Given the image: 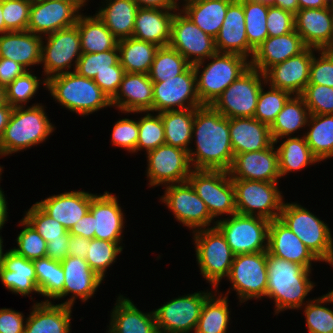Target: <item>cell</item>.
Wrapping results in <instances>:
<instances>
[{
	"mask_svg": "<svg viewBox=\"0 0 333 333\" xmlns=\"http://www.w3.org/2000/svg\"><path fill=\"white\" fill-rule=\"evenodd\" d=\"M266 25L268 37L288 34L295 29L294 14L279 7L268 5Z\"/></svg>",
	"mask_w": 333,
	"mask_h": 333,
	"instance_id": "60",
	"label": "cell"
},
{
	"mask_svg": "<svg viewBox=\"0 0 333 333\" xmlns=\"http://www.w3.org/2000/svg\"><path fill=\"white\" fill-rule=\"evenodd\" d=\"M277 151L281 177L289 172L301 170L308 164L320 162L310 150L304 136L301 138H286V140L277 147Z\"/></svg>",
	"mask_w": 333,
	"mask_h": 333,
	"instance_id": "43",
	"label": "cell"
},
{
	"mask_svg": "<svg viewBox=\"0 0 333 333\" xmlns=\"http://www.w3.org/2000/svg\"><path fill=\"white\" fill-rule=\"evenodd\" d=\"M159 46L129 37L118 41L119 61L125 73L148 74Z\"/></svg>",
	"mask_w": 333,
	"mask_h": 333,
	"instance_id": "39",
	"label": "cell"
},
{
	"mask_svg": "<svg viewBox=\"0 0 333 333\" xmlns=\"http://www.w3.org/2000/svg\"><path fill=\"white\" fill-rule=\"evenodd\" d=\"M311 115L333 114V88L307 84L300 95Z\"/></svg>",
	"mask_w": 333,
	"mask_h": 333,
	"instance_id": "56",
	"label": "cell"
},
{
	"mask_svg": "<svg viewBox=\"0 0 333 333\" xmlns=\"http://www.w3.org/2000/svg\"><path fill=\"white\" fill-rule=\"evenodd\" d=\"M309 116V109L303 98L300 95L291 96L270 126L273 142L277 144L279 138L291 137L292 133L307 126Z\"/></svg>",
	"mask_w": 333,
	"mask_h": 333,
	"instance_id": "40",
	"label": "cell"
},
{
	"mask_svg": "<svg viewBox=\"0 0 333 333\" xmlns=\"http://www.w3.org/2000/svg\"><path fill=\"white\" fill-rule=\"evenodd\" d=\"M269 88L267 92H264L263 87L261 88L254 118L270 127L292 95L278 88L271 86Z\"/></svg>",
	"mask_w": 333,
	"mask_h": 333,
	"instance_id": "49",
	"label": "cell"
},
{
	"mask_svg": "<svg viewBox=\"0 0 333 333\" xmlns=\"http://www.w3.org/2000/svg\"><path fill=\"white\" fill-rule=\"evenodd\" d=\"M46 38L47 43L43 46L44 41H42L41 51V64L44 63V74H47L46 79L41 83L45 87L47 79L58 74L71 72L68 69L73 64L75 71L78 60L82 55L80 36L76 25L48 34ZM73 61L75 63L71 64ZM66 68L67 71H65Z\"/></svg>",
	"mask_w": 333,
	"mask_h": 333,
	"instance_id": "13",
	"label": "cell"
},
{
	"mask_svg": "<svg viewBox=\"0 0 333 333\" xmlns=\"http://www.w3.org/2000/svg\"><path fill=\"white\" fill-rule=\"evenodd\" d=\"M268 282L266 297L275 301V313L285 309L301 308L305 297L312 291L311 269L291 261L272 256L266 251Z\"/></svg>",
	"mask_w": 333,
	"mask_h": 333,
	"instance_id": "2",
	"label": "cell"
},
{
	"mask_svg": "<svg viewBox=\"0 0 333 333\" xmlns=\"http://www.w3.org/2000/svg\"><path fill=\"white\" fill-rule=\"evenodd\" d=\"M41 36L28 30L10 31L0 35V57L20 63L26 69L41 64Z\"/></svg>",
	"mask_w": 333,
	"mask_h": 333,
	"instance_id": "33",
	"label": "cell"
},
{
	"mask_svg": "<svg viewBox=\"0 0 333 333\" xmlns=\"http://www.w3.org/2000/svg\"><path fill=\"white\" fill-rule=\"evenodd\" d=\"M194 133L196 151L189 149L188 152L193 169L229 171L234 160L229 118L211 105L194 108Z\"/></svg>",
	"mask_w": 333,
	"mask_h": 333,
	"instance_id": "1",
	"label": "cell"
},
{
	"mask_svg": "<svg viewBox=\"0 0 333 333\" xmlns=\"http://www.w3.org/2000/svg\"><path fill=\"white\" fill-rule=\"evenodd\" d=\"M13 109L14 107L10 106L7 102L0 105V140L9 122Z\"/></svg>",
	"mask_w": 333,
	"mask_h": 333,
	"instance_id": "68",
	"label": "cell"
},
{
	"mask_svg": "<svg viewBox=\"0 0 333 333\" xmlns=\"http://www.w3.org/2000/svg\"><path fill=\"white\" fill-rule=\"evenodd\" d=\"M31 4L32 0H2L5 33L27 30Z\"/></svg>",
	"mask_w": 333,
	"mask_h": 333,
	"instance_id": "57",
	"label": "cell"
},
{
	"mask_svg": "<svg viewBox=\"0 0 333 333\" xmlns=\"http://www.w3.org/2000/svg\"><path fill=\"white\" fill-rule=\"evenodd\" d=\"M240 302L266 296L268 273L266 251L234 255L227 277Z\"/></svg>",
	"mask_w": 333,
	"mask_h": 333,
	"instance_id": "12",
	"label": "cell"
},
{
	"mask_svg": "<svg viewBox=\"0 0 333 333\" xmlns=\"http://www.w3.org/2000/svg\"><path fill=\"white\" fill-rule=\"evenodd\" d=\"M117 299L108 333H159L154 311L145 314L130 299L122 295Z\"/></svg>",
	"mask_w": 333,
	"mask_h": 333,
	"instance_id": "35",
	"label": "cell"
},
{
	"mask_svg": "<svg viewBox=\"0 0 333 333\" xmlns=\"http://www.w3.org/2000/svg\"><path fill=\"white\" fill-rule=\"evenodd\" d=\"M138 7L142 8H157V9H177L170 0H134Z\"/></svg>",
	"mask_w": 333,
	"mask_h": 333,
	"instance_id": "67",
	"label": "cell"
},
{
	"mask_svg": "<svg viewBox=\"0 0 333 333\" xmlns=\"http://www.w3.org/2000/svg\"><path fill=\"white\" fill-rule=\"evenodd\" d=\"M272 6L289 11L294 15L299 10L298 0H275Z\"/></svg>",
	"mask_w": 333,
	"mask_h": 333,
	"instance_id": "69",
	"label": "cell"
},
{
	"mask_svg": "<svg viewBox=\"0 0 333 333\" xmlns=\"http://www.w3.org/2000/svg\"><path fill=\"white\" fill-rule=\"evenodd\" d=\"M320 57H312L308 84L324 85L333 88V51L318 50Z\"/></svg>",
	"mask_w": 333,
	"mask_h": 333,
	"instance_id": "58",
	"label": "cell"
},
{
	"mask_svg": "<svg viewBox=\"0 0 333 333\" xmlns=\"http://www.w3.org/2000/svg\"><path fill=\"white\" fill-rule=\"evenodd\" d=\"M325 2H326L328 5H330V6L333 5V0H325Z\"/></svg>",
	"mask_w": 333,
	"mask_h": 333,
	"instance_id": "78",
	"label": "cell"
},
{
	"mask_svg": "<svg viewBox=\"0 0 333 333\" xmlns=\"http://www.w3.org/2000/svg\"><path fill=\"white\" fill-rule=\"evenodd\" d=\"M191 64L175 49L159 47L148 73L152 82H163L183 73Z\"/></svg>",
	"mask_w": 333,
	"mask_h": 333,
	"instance_id": "46",
	"label": "cell"
},
{
	"mask_svg": "<svg viewBox=\"0 0 333 333\" xmlns=\"http://www.w3.org/2000/svg\"><path fill=\"white\" fill-rule=\"evenodd\" d=\"M89 211L93 215L94 238L121 243L125 222L117 197L107 191L103 195L92 194Z\"/></svg>",
	"mask_w": 333,
	"mask_h": 333,
	"instance_id": "26",
	"label": "cell"
},
{
	"mask_svg": "<svg viewBox=\"0 0 333 333\" xmlns=\"http://www.w3.org/2000/svg\"><path fill=\"white\" fill-rule=\"evenodd\" d=\"M28 69L20 63L0 57V85L7 87L15 78L23 75Z\"/></svg>",
	"mask_w": 333,
	"mask_h": 333,
	"instance_id": "63",
	"label": "cell"
},
{
	"mask_svg": "<svg viewBox=\"0 0 333 333\" xmlns=\"http://www.w3.org/2000/svg\"><path fill=\"white\" fill-rule=\"evenodd\" d=\"M273 142L259 151L236 154L230 170L231 179L278 182L280 176L278 151Z\"/></svg>",
	"mask_w": 333,
	"mask_h": 333,
	"instance_id": "22",
	"label": "cell"
},
{
	"mask_svg": "<svg viewBox=\"0 0 333 333\" xmlns=\"http://www.w3.org/2000/svg\"><path fill=\"white\" fill-rule=\"evenodd\" d=\"M61 265L65 276L64 289L56 298L61 299L70 293L71 296L73 294L68 301L61 303L63 305L72 307L77 297L83 302L87 301L103 281L84 258L68 255Z\"/></svg>",
	"mask_w": 333,
	"mask_h": 333,
	"instance_id": "23",
	"label": "cell"
},
{
	"mask_svg": "<svg viewBox=\"0 0 333 333\" xmlns=\"http://www.w3.org/2000/svg\"><path fill=\"white\" fill-rule=\"evenodd\" d=\"M45 300L35 303L26 318L24 333H70L71 309L63 304H52Z\"/></svg>",
	"mask_w": 333,
	"mask_h": 333,
	"instance_id": "34",
	"label": "cell"
},
{
	"mask_svg": "<svg viewBox=\"0 0 333 333\" xmlns=\"http://www.w3.org/2000/svg\"><path fill=\"white\" fill-rule=\"evenodd\" d=\"M211 292H196L169 302L154 311L159 333H189L197 327L202 306Z\"/></svg>",
	"mask_w": 333,
	"mask_h": 333,
	"instance_id": "15",
	"label": "cell"
},
{
	"mask_svg": "<svg viewBox=\"0 0 333 333\" xmlns=\"http://www.w3.org/2000/svg\"><path fill=\"white\" fill-rule=\"evenodd\" d=\"M96 15L118 39L132 37L138 4L134 0H106Z\"/></svg>",
	"mask_w": 333,
	"mask_h": 333,
	"instance_id": "37",
	"label": "cell"
},
{
	"mask_svg": "<svg viewBox=\"0 0 333 333\" xmlns=\"http://www.w3.org/2000/svg\"><path fill=\"white\" fill-rule=\"evenodd\" d=\"M1 172H2V167H0V176H1V174H2ZM0 179H1V178H0Z\"/></svg>",
	"mask_w": 333,
	"mask_h": 333,
	"instance_id": "80",
	"label": "cell"
},
{
	"mask_svg": "<svg viewBox=\"0 0 333 333\" xmlns=\"http://www.w3.org/2000/svg\"><path fill=\"white\" fill-rule=\"evenodd\" d=\"M76 26L79 31L82 53H99L114 49L118 39L109 31L97 15H79Z\"/></svg>",
	"mask_w": 333,
	"mask_h": 333,
	"instance_id": "38",
	"label": "cell"
},
{
	"mask_svg": "<svg viewBox=\"0 0 333 333\" xmlns=\"http://www.w3.org/2000/svg\"><path fill=\"white\" fill-rule=\"evenodd\" d=\"M304 138L319 161L333 156V114L311 115Z\"/></svg>",
	"mask_w": 333,
	"mask_h": 333,
	"instance_id": "42",
	"label": "cell"
},
{
	"mask_svg": "<svg viewBox=\"0 0 333 333\" xmlns=\"http://www.w3.org/2000/svg\"><path fill=\"white\" fill-rule=\"evenodd\" d=\"M2 237L0 236V267L2 266V263H3V259H4V256H5V253H3V241H2Z\"/></svg>",
	"mask_w": 333,
	"mask_h": 333,
	"instance_id": "75",
	"label": "cell"
},
{
	"mask_svg": "<svg viewBox=\"0 0 333 333\" xmlns=\"http://www.w3.org/2000/svg\"><path fill=\"white\" fill-rule=\"evenodd\" d=\"M239 1L243 4L248 43L255 51L268 37L266 25L268 4L254 0Z\"/></svg>",
	"mask_w": 333,
	"mask_h": 333,
	"instance_id": "47",
	"label": "cell"
},
{
	"mask_svg": "<svg viewBox=\"0 0 333 333\" xmlns=\"http://www.w3.org/2000/svg\"><path fill=\"white\" fill-rule=\"evenodd\" d=\"M268 253L311 269L319 261L305 244L279 218L271 220L268 229Z\"/></svg>",
	"mask_w": 333,
	"mask_h": 333,
	"instance_id": "25",
	"label": "cell"
},
{
	"mask_svg": "<svg viewBox=\"0 0 333 333\" xmlns=\"http://www.w3.org/2000/svg\"><path fill=\"white\" fill-rule=\"evenodd\" d=\"M124 74L125 70L119 61L116 65H113V70H104L97 73L93 80L111 100L116 95Z\"/></svg>",
	"mask_w": 333,
	"mask_h": 333,
	"instance_id": "61",
	"label": "cell"
},
{
	"mask_svg": "<svg viewBox=\"0 0 333 333\" xmlns=\"http://www.w3.org/2000/svg\"><path fill=\"white\" fill-rule=\"evenodd\" d=\"M187 181L205 202L213 218L237 213L235 191L228 171L193 169Z\"/></svg>",
	"mask_w": 333,
	"mask_h": 333,
	"instance_id": "11",
	"label": "cell"
},
{
	"mask_svg": "<svg viewBox=\"0 0 333 333\" xmlns=\"http://www.w3.org/2000/svg\"><path fill=\"white\" fill-rule=\"evenodd\" d=\"M261 80L266 83L264 74L250 66L211 106L227 118L254 117L262 88Z\"/></svg>",
	"mask_w": 333,
	"mask_h": 333,
	"instance_id": "9",
	"label": "cell"
},
{
	"mask_svg": "<svg viewBox=\"0 0 333 333\" xmlns=\"http://www.w3.org/2000/svg\"><path fill=\"white\" fill-rule=\"evenodd\" d=\"M56 1H62V2L73 4L79 10L80 8H82V6H84V4L88 0H56Z\"/></svg>",
	"mask_w": 333,
	"mask_h": 333,
	"instance_id": "72",
	"label": "cell"
},
{
	"mask_svg": "<svg viewBox=\"0 0 333 333\" xmlns=\"http://www.w3.org/2000/svg\"><path fill=\"white\" fill-rule=\"evenodd\" d=\"M20 223L25 228L17 237L18 248L12 250L31 261L46 257L47 242L24 218Z\"/></svg>",
	"mask_w": 333,
	"mask_h": 333,
	"instance_id": "54",
	"label": "cell"
},
{
	"mask_svg": "<svg viewBox=\"0 0 333 333\" xmlns=\"http://www.w3.org/2000/svg\"><path fill=\"white\" fill-rule=\"evenodd\" d=\"M21 312L0 309V333H24L25 323Z\"/></svg>",
	"mask_w": 333,
	"mask_h": 333,
	"instance_id": "62",
	"label": "cell"
},
{
	"mask_svg": "<svg viewBox=\"0 0 333 333\" xmlns=\"http://www.w3.org/2000/svg\"><path fill=\"white\" fill-rule=\"evenodd\" d=\"M173 10L175 11V9L139 7L135 16L132 37L156 44L159 47L168 46L175 13Z\"/></svg>",
	"mask_w": 333,
	"mask_h": 333,
	"instance_id": "31",
	"label": "cell"
},
{
	"mask_svg": "<svg viewBox=\"0 0 333 333\" xmlns=\"http://www.w3.org/2000/svg\"><path fill=\"white\" fill-rule=\"evenodd\" d=\"M2 192V189L0 188V230L5 224V221H7V202L5 199V196Z\"/></svg>",
	"mask_w": 333,
	"mask_h": 333,
	"instance_id": "71",
	"label": "cell"
},
{
	"mask_svg": "<svg viewBox=\"0 0 333 333\" xmlns=\"http://www.w3.org/2000/svg\"><path fill=\"white\" fill-rule=\"evenodd\" d=\"M305 48L295 29L282 36L267 37L255 50L250 66L264 74L270 67L298 55Z\"/></svg>",
	"mask_w": 333,
	"mask_h": 333,
	"instance_id": "29",
	"label": "cell"
},
{
	"mask_svg": "<svg viewBox=\"0 0 333 333\" xmlns=\"http://www.w3.org/2000/svg\"><path fill=\"white\" fill-rule=\"evenodd\" d=\"M71 235L82 236L88 239H94L95 231L93 230V215L86 213L70 230Z\"/></svg>",
	"mask_w": 333,
	"mask_h": 333,
	"instance_id": "65",
	"label": "cell"
},
{
	"mask_svg": "<svg viewBox=\"0 0 333 333\" xmlns=\"http://www.w3.org/2000/svg\"><path fill=\"white\" fill-rule=\"evenodd\" d=\"M24 219L46 241L61 239L68 230L57 220L46 214L36 203L26 212Z\"/></svg>",
	"mask_w": 333,
	"mask_h": 333,
	"instance_id": "53",
	"label": "cell"
},
{
	"mask_svg": "<svg viewBox=\"0 0 333 333\" xmlns=\"http://www.w3.org/2000/svg\"><path fill=\"white\" fill-rule=\"evenodd\" d=\"M333 299V290L327 293Z\"/></svg>",
	"mask_w": 333,
	"mask_h": 333,
	"instance_id": "79",
	"label": "cell"
},
{
	"mask_svg": "<svg viewBox=\"0 0 333 333\" xmlns=\"http://www.w3.org/2000/svg\"><path fill=\"white\" fill-rule=\"evenodd\" d=\"M176 7H178L179 8V6L177 5V0H170ZM185 1V3L187 4L190 0H184Z\"/></svg>",
	"mask_w": 333,
	"mask_h": 333,
	"instance_id": "77",
	"label": "cell"
},
{
	"mask_svg": "<svg viewBox=\"0 0 333 333\" xmlns=\"http://www.w3.org/2000/svg\"><path fill=\"white\" fill-rule=\"evenodd\" d=\"M169 46L191 65L217 53L215 39L203 32L181 9L180 13L174 14L172 20Z\"/></svg>",
	"mask_w": 333,
	"mask_h": 333,
	"instance_id": "16",
	"label": "cell"
},
{
	"mask_svg": "<svg viewBox=\"0 0 333 333\" xmlns=\"http://www.w3.org/2000/svg\"><path fill=\"white\" fill-rule=\"evenodd\" d=\"M78 11L73 4L62 1L32 0L27 30L41 36L74 26Z\"/></svg>",
	"mask_w": 333,
	"mask_h": 333,
	"instance_id": "19",
	"label": "cell"
},
{
	"mask_svg": "<svg viewBox=\"0 0 333 333\" xmlns=\"http://www.w3.org/2000/svg\"><path fill=\"white\" fill-rule=\"evenodd\" d=\"M5 103H6L5 87L0 85V105H3Z\"/></svg>",
	"mask_w": 333,
	"mask_h": 333,
	"instance_id": "74",
	"label": "cell"
},
{
	"mask_svg": "<svg viewBox=\"0 0 333 333\" xmlns=\"http://www.w3.org/2000/svg\"><path fill=\"white\" fill-rule=\"evenodd\" d=\"M232 184L238 214L269 221L279 218L284 202L277 182L232 179Z\"/></svg>",
	"mask_w": 333,
	"mask_h": 333,
	"instance_id": "8",
	"label": "cell"
},
{
	"mask_svg": "<svg viewBox=\"0 0 333 333\" xmlns=\"http://www.w3.org/2000/svg\"><path fill=\"white\" fill-rule=\"evenodd\" d=\"M202 105L197 94L193 65L174 78L166 79L163 82H153L152 112L185 110Z\"/></svg>",
	"mask_w": 333,
	"mask_h": 333,
	"instance_id": "14",
	"label": "cell"
},
{
	"mask_svg": "<svg viewBox=\"0 0 333 333\" xmlns=\"http://www.w3.org/2000/svg\"><path fill=\"white\" fill-rule=\"evenodd\" d=\"M254 1L265 3V4H268V5H272L275 0H254Z\"/></svg>",
	"mask_w": 333,
	"mask_h": 333,
	"instance_id": "76",
	"label": "cell"
},
{
	"mask_svg": "<svg viewBox=\"0 0 333 333\" xmlns=\"http://www.w3.org/2000/svg\"><path fill=\"white\" fill-rule=\"evenodd\" d=\"M209 59L213 61L208 63L202 72H200V68L203 66L204 60L193 64L197 94L203 105H211L231 83L250 67V61L237 54L217 52ZM200 73L201 75H199Z\"/></svg>",
	"mask_w": 333,
	"mask_h": 333,
	"instance_id": "6",
	"label": "cell"
},
{
	"mask_svg": "<svg viewBox=\"0 0 333 333\" xmlns=\"http://www.w3.org/2000/svg\"><path fill=\"white\" fill-rule=\"evenodd\" d=\"M146 116L138 120V140L136 151L145 148L146 152L165 144L164 125L161 116H156L146 112Z\"/></svg>",
	"mask_w": 333,
	"mask_h": 333,
	"instance_id": "52",
	"label": "cell"
},
{
	"mask_svg": "<svg viewBox=\"0 0 333 333\" xmlns=\"http://www.w3.org/2000/svg\"><path fill=\"white\" fill-rule=\"evenodd\" d=\"M279 219L319 261L333 265V238L327 224L297 203H283Z\"/></svg>",
	"mask_w": 333,
	"mask_h": 333,
	"instance_id": "5",
	"label": "cell"
},
{
	"mask_svg": "<svg viewBox=\"0 0 333 333\" xmlns=\"http://www.w3.org/2000/svg\"><path fill=\"white\" fill-rule=\"evenodd\" d=\"M139 128L138 121L128 118L121 119L115 123L112 130V144L123 147L129 152H136Z\"/></svg>",
	"mask_w": 333,
	"mask_h": 333,
	"instance_id": "59",
	"label": "cell"
},
{
	"mask_svg": "<svg viewBox=\"0 0 333 333\" xmlns=\"http://www.w3.org/2000/svg\"><path fill=\"white\" fill-rule=\"evenodd\" d=\"M5 33V21L3 19V13H2V0H0V34Z\"/></svg>",
	"mask_w": 333,
	"mask_h": 333,
	"instance_id": "73",
	"label": "cell"
},
{
	"mask_svg": "<svg viewBox=\"0 0 333 333\" xmlns=\"http://www.w3.org/2000/svg\"><path fill=\"white\" fill-rule=\"evenodd\" d=\"M215 45L218 53L253 58L255 51L248 43L243 4L239 0H233L228 5L222 27L215 38Z\"/></svg>",
	"mask_w": 333,
	"mask_h": 333,
	"instance_id": "24",
	"label": "cell"
},
{
	"mask_svg": "<svg viewBox=\"0 0 333 333\" xmlns=\"http://www.w3.org/2000/svg\"><path fill=\"white\" fill-rule=\"evenodd\" d=\"M40 80L30 71L15 78L6 88V102L12 107L24 106L34 97L39 88Z\"/></svg>",
	"mask_w": 333,
	"mask_h": 333,
	"instance_id": "55",
	"label": "cell"
},
{
	"mask_svg": "<svg viewBox=\"0 0 333 333\" xmlns=\"http://www.w3.org/2000/svg\"><path fill=\"white\" fill-rule=\"evenodd\" d=\"M153 82L148 74L125 73L111 105L126 113L152 112Z\"/></svg>",
	"mask_w": 333,
	"mask_h": 333,
	"instance_id": "27",
	"label": "cell"
},
{
	"mask_svg": "<svg viewBox=\"0 0 333 333\" xmlns=\"http://www.w3.org/2000/svg\"><path fill=\"white\" fill-rule=\"evenodd\" d=\"M164 125L165 144L189 152V144L194 138L192 127L194 108L159 113Z\"/></svg>",
	"mask_w": 333,
	"mask_h": 333,
	"instance_id": "41",
	"label": "cell"
},
{
	"mask_svg": "<svg viewBox=\"0 0 333 333\" xmlns=\"http://www.w3.org/2000/svg\"><path fill=\"white\" fill-rule=\"evenodd\" d=\"M327 302L333 303L328 294L307 302L304 314L309 333H333V310L321 305Z\"/></svg>",
	"mask_w": 333,
	"mask_h": 333,
	"instance_id": "50",
	"label": "cell"
},
{
	"mask_svg": "<svg viewBox=\"0 0 333 333\" xmlns=\"http://www.w3.org/2000/svg\"><path fill=\"white\" fill-rule=\"evenodd\" d=\"M2 284L11 292L26 296L39 293L33 261L18 255L12 249L6 251L0 267Z\"/></svg>",
	"mask_w": 333,
	"mask_h": 333,
	"instance_id": "32",
	"label": "cell"
},
{
	"mask_svg": "<svg viewBox=\"0 0 333 333\" xmlns=\"http://www.w3.org/2000/svg\"><path fill=\"white\" fill-rule=\"evenodd\" d=\"M299 10L308 8H325L329 6L325 0H298Z\"/></svg>",
	"mask_w": 333,
	"mask_h": 333,
	"instance_id": "70",
	"label": "cell"
},
{
	"mask_svg": "<svg viewBox=\"0 0 333 333\" xmlns=\"http://www.w3.org/2000/svg\"><path fill=\"white\" fill-rule=\"evenodd\" d=\"M227 298L211 294L205 300L194 333H226L230 321Z\"/></svg>",
	"mask_w": 333,
	"mask_h": 333,
	"instance_id": "44",
	"label": "cell"
},
{
	"mask_svg": "<svg viewBox=\"0 0 333 333\" xmlns=\"http://www.w3.org/2000/svg\"><path fill=\"white\" fill-rule=\"evenodd\" d=\"M70 233L61 236V239L50 240L46 246V256L54 261L62 262L68 256V240Z\"/></svg>",
	"mask_w": 333,
	"mask_h": 333,
	"instance_id": "64",
	"label": "cell"
},
{
	"mask_svg": "<svg viewBox=\"0 0 333 333\" xmlns=\"http://www.w3.org/2000/svg\"><path fill=\"white\" fill-rule=\"evenodd\" d=\"M193 233L200 272L217 289L221 279L230 273L234 254L216 226L193 230Z\"/></svg>",
	"mask_w": 333,
	"mask_h": 333,
	"instance_id": "7",
	"label": "cell"
},
{
	"mask_svg": "<svg viewBox=\"0 0 333 333\" xmlns=\"http://www.w3.org/2000/svg\"><path fill=\"white\" fill-rule=\"evenodd\" d=\"M294 25L306 47L317 50L333 47L332 6L298 10L294 15Z\"/></svg>",
	"mask_w": 333,
	"mask_h": 333,
	"instance_id": "21",
	"label": "cell"
},
{
	"mask_svg": "<svg viewBox=\"0 0 333 333\" xmlns=\"http://www.w3.org/2000/svg\"><path fill=\"white\" fill-rule=\"evenodd\" d=\"M92 194L71 191L50 196L36 204L68 231L89 212Z\"/></svg>",
	"mask_w": 333,
	"mask_h": 333,
	"instance_id": "28",
	"label": "cell"
},
{
	"mask_svg": "<svg viewBox=\"0 0 333 333\" xmlns=\"http://www.w3.org/2000/svg\"><path fill=\"white\" fill-rule=\"evenodd\" d=\"M229 132L234 156L264 150L273 143L270 127L254 117L229 118Z\"/></svg>",
	"mask_w": 333,
	"mask_h": 333,
	"instance_id": "30",
	"label": "cell"
},
{
	"mask_svg": "<svg viewBox=\"0 0 333 333\" xmlns=\"http://www.w3.org/2000/svg\"><path fill=\"white\" fill-rule=\"evenodd\" d=\"M14 107L0 140V155L26 150L45 141L54 131L42 105Z\"/></svg>",
	"mask_w": 333,
	"mask_h": 333,
	"instance_id": "4",
	"label": "cell"
},
{
	"mask_svg": "<svg viewBox=\"0 0 333 333\" xmlns=\"http://www.w3.org/2000/svg\"><path fill=\"white\" fill-rule=\"evenodd\" d=\"M147 159L150 186L186 182L193 170L188 151L167 144L147 152Z\"/></svg>",
	"mask_w": 333,
	"mask_h": 333,
	"instance_id": "17",
	"label": "cell"
},
{
	"mask_svg": "<svg viewBox=\"0 0 333 333\" xmlns=\"http://www.w3.org/2000/svg\"><path fill=\"white\" fill-rule=\"evenodd\" d=\"M233 0H190L181 10L203 32L217 37L226 16L228 5Z\"/></svg>",
	"mask_w": 333,
	"mask_h": 333,
	"instance_id": "36",
	"label": "cell"
},
{
	"mask_svg": "<svg viewBox=\"0 0 333 333\" xmlns=\"http://www.w3.org/2000/svg\"><path fill=\"white\" fill-rule=\"evenodd\" d=\"M118 46L114 49L99 53H82L75 72L86 78L93 79L97 73L113 70V65L119 62Z\"/></svg>",
	"mask_w": 333,
	"mask_h": 333,
	"instance_id": "51",
	"label": "cell"
},
{
	"mask_svg": "<svg viewBox=\"0 0 333 333\" xmlns=\"http://www.w3.org/2000/svg\"><path fill=\"white\" fill-rule=\"evenodd\" d=\"M317 49L306 47L298 55L270 67L265 73L266 84L289 92L291 95H301L309 82L310 66L313 51Z\"/></svg>",
	"mask_w": 333,
	"mask_h": 333,
	"instance_id": "20",
	"label": "cell"
},
{
	"mask_svg": "<svg viewBox=\"0 0 333 333\" xmlns=\"http://www.w3.org/2000/svg\"><path fill=\"white\" fill-rule=\"evenodd\" d=\"M90 239L82 236L70 235L68 240V255L86 258Z\"/></svg>",
	"mask_w": 333,
	"mask_h": 333,
	"instance_id": "66",
	"label": "cell"
},
{
	"mask_svg": "<svg viewBox=\"0 0 333 333\" xmlns=\"http://www.w3.org/2000/svg\"><path fill=\"white\" fill-rule=\"evenodd\" d=\"M37 277V287L42 296L56 299L64 289V270L61 262L49 257L33 260Z\"/></svg>",
	"mask_w": 333,
	"mask_h": 333,
	"instance_id": "45",
	"label": "cell"
},
{
	"mask_svg": "<svg viewBox=\"0 0 333 333\" xmlns=\"http://www.w3.org/2000/svg\"><path fill=\"white\" fill-rule=\"evenodd\" d=\"M119 244L96 238L90 239L85 260L102 279L105 277L107 268L115 262L116 257L123 249Z\"/></svg>",
	"mask_w": 333,
	"mask_h": 333,
	"instance_id": "48",
	"label": "cell"
},
{
	"mask_svg": "<svg viewBox=\"0 0 333 333\" xmlns=\"http://www.w3.org/2000/svg\"><path fill=\"white\" fill-rule=\"evenodd\" d=\"M46 88L62 107L80 115L112 106L109 97L93 79L82 77L75 71L50 77L46 80Z\"/></svg>",
	"mask_w": 333,
	"mask_h": 333,
	"instance_id": "3",
	"label": "cell"
},
{
	"mask_svg": "<svg viewBox=\"0 0 333 333\" xmlns=\"http://www.w3.org/2000/svg\"><path fill=\"white\" fill-rule=\"evenodd\" d=\"M269 223L261 217L236 213L231 218L217 220L215 226L224 235L233 254L238 255L268 251Z\"/></svg>",
	"mask_w": 333,
	"mask_h": 333,
	"instance_id": "10",
	"label": "cell"
},
{
	"mask_svg": "<svg viewBox=\"0 0 333 333\" xmlns=\"http://www.w3.org/2000/svg\"><path fill=\"white\" fill-rule=\"evenodd\" d=\"M164 194L161 201L172 210L179 222L195 231L196 228H209L214 218L188 181L166 186Z\"/></svg>",
	"mask_w": 333,
	"mask_h": 333,
	"instance_id": "18",
	"label": "cell"
}]
</instances>
